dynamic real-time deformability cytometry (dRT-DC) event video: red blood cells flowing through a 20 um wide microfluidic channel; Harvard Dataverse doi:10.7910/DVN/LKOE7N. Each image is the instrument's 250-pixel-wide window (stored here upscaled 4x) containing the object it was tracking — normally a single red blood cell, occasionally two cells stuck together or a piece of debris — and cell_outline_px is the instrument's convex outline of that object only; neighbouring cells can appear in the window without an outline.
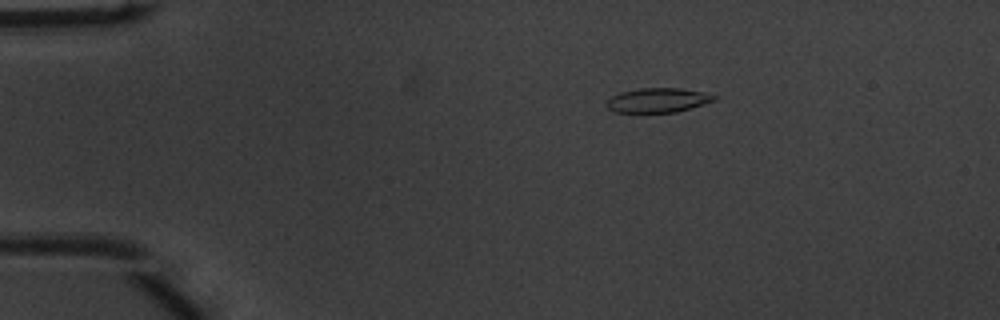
{"species": "common noctule bat (a hibernating species)", "species_latin": "Nyctalus noctula", "temperature_condition": "warm", "stored_images_in_passage": 42, "camera_frame_rate_fps": 3000, "um_per_image_px": 0.085, "animal": {"sex": "male", "body_mass_g": 20.1, "forearm_length_mm": 53.5}, "frame": {"image": 1, "passage_image": 1, "time_ms": 0.0, "image_size_px": [1000, 320], "cell_outline_px": [[716, 100], [704, 104], [676, 112], [612, 112], [604, 104], [612, 96], [620, 92], [640, 88], [680, 88], [704, 92], [716, 96]], "centroid_in_image_um": [55.9, 8.52], "position_along_channel_um": 29.1, "area_um2": 15.32}}
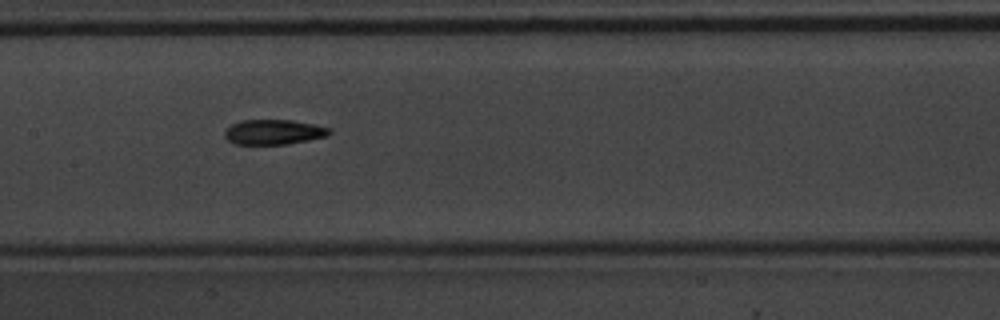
{"frame": {"image": 2, "passage_image": 17, "time_ms": 5.333, "image_size_px": [1000, 320], "cell_outline_px": [[332, 132], [328, 136], [288, 144], [236, 144], [228, 140], [224, 136], [224, 132], [232, 124], [240, 120], [292, 120], [316, 124], [332, 128]], "centroid_in_image_um": [23.31, 11.21], "position_along_channel_um": 184.1, "area_um2": 15.37}}
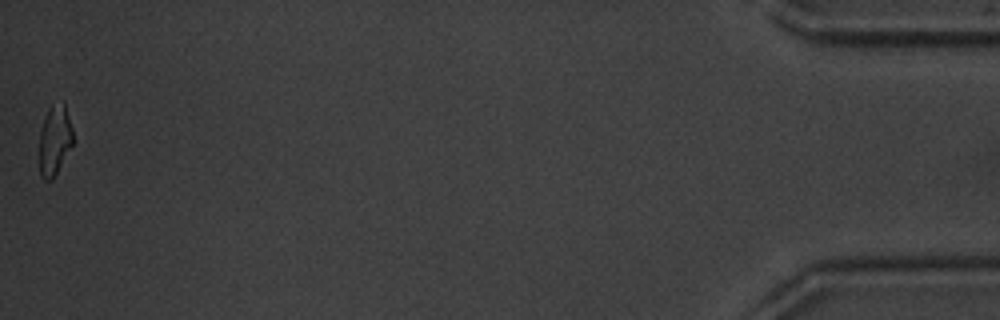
{"frame": {"image": 3, "passage_image": 42, "time_ms": 13.667, "image_size_px": [1000, 320], "cell_outline_px": [[72, 144], [52, 180], [44, 180], [40, 176], [40, 132], [48, 108], [52, 104], [64, 100], [72, 128]], "centroid_in_image_um": [4.64, 11.88], "position_along_channel_um": 430.6, "area_um2": 13.53}, "authors_computed_cell_mechanics": {"area_um2": 15.3459, "velocity_mm_per_s": 4.0639, "shape_relaxation_time_tau1_ms": 4.9303, "shape_relaxation_time_tau2_ms": 2.5635, "deformation_change_tau1": 0.187, "deformation_change_tau2": 0.1047}}